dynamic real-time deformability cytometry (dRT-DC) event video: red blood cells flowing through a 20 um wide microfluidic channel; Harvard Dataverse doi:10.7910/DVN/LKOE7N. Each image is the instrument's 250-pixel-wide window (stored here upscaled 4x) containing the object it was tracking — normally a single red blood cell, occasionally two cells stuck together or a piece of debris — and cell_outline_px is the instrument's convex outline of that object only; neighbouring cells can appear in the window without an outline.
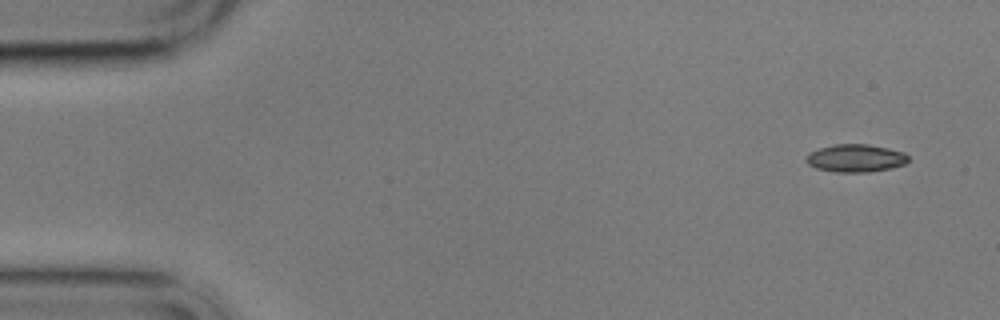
{"species": "common noctule bat (a hibernating species)", "species_latin": "Nyctalus noctula", "temperature_condition": "cold", "stored_images_in_passage": 4, "camera_frame_rate_fps": 3000, "um_per_image_px": 0.085, "animal": {"sex": "male", "body_mass_g": 17.9}, "frame": {"image": 1, "passage_image": 1, "time_ms": 0.0, "image_size_px": [1000, 320], "cell_outline_px": [[908, 160], [904, 164], [892, 168], [868, 172], [836, 172], [816, 168], [808, 164], [804, 160], [808, 152], [820, 148], [836, 144], [868, 144], [888, 148], [904, 152], [908, 156]], "centroid_in_image_um": [72.71, 13.44], "position_along_channel_um": 12.3, "area_um2": 16.59}}